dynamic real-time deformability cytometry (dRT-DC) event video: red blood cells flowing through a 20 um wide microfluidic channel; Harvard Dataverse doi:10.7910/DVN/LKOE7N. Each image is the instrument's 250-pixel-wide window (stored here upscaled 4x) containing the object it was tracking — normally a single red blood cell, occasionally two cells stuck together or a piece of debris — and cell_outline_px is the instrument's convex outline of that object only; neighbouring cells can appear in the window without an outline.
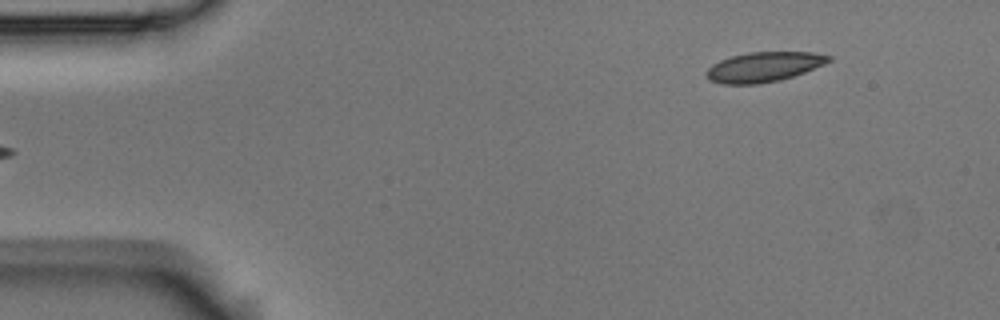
{"species": "Egyptian fruit bat (a non-hibernating species)", "species_latin": "Rousettus aegyptiacus", "temperature_condition": "room temperature", "stored_images_in_passage": 5, "segment_of_instrument_passage": [2, 2], "camera_frame_rate_fps": 3000, "um_per_image_px": 0.085, "animal": {"sex": "male"}, "frame": {"image": 1, "passage_image": 5, "time_ms": 1.333, "image_size_px": [1000, 320], "cell_outline_px": [[832, 60], [824, 64], [804, 72], [780, 80], [760, 84], [724, 84], [708, 80], [704, 72], [712, 64], [720, 60], [732, 56], [748, 52], [812, 52], [832, 56]], "centroid_in_image_um": [64.9, 5.69], "position_along_channel_um": 20.1, "area_um2": 21.33}}